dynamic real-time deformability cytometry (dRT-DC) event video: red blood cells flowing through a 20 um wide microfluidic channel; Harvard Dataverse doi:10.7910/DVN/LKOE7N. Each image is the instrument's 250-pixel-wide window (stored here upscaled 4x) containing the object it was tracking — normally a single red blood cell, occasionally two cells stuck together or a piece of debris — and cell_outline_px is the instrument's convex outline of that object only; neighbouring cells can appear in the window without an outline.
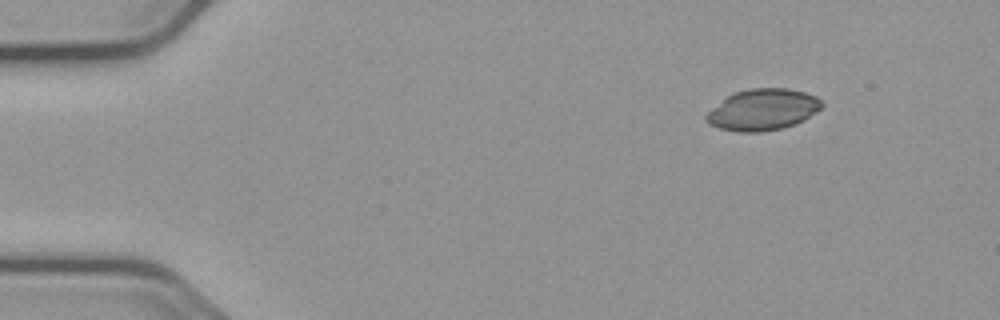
{"species": "common noctule bat (a hibernating species)", "species_latin": "Nyctalus noctula", "temperature_condition": "cold", "stored_images_in_passage": 50, "camera_frame_rate_fps": 3000, "um_per_image_px": 0.085, "animal": {"sex": "male", "body_mass_g": 23.1, "forearm_length_mm": 52.7}, "frame": {"image": 1, "passage_image": 1, "time_ms": 0.0, "image_size_px": [1000, 320], "cell_outline_px": [[824, 104], [820, 108], [804, 120], [780, 128], [760, 132], [736, 132], [720, 128], [708, 124], [704, 120], [704, 116], [712, 108], [728, 96], [736, 92], [748, 88], [788, 88], [804, 92], [816, 96]], "centroid_in_image_um": [64.81, 9.32], "position_along_channel_um": 20.2, "area_um2": 27.63}}
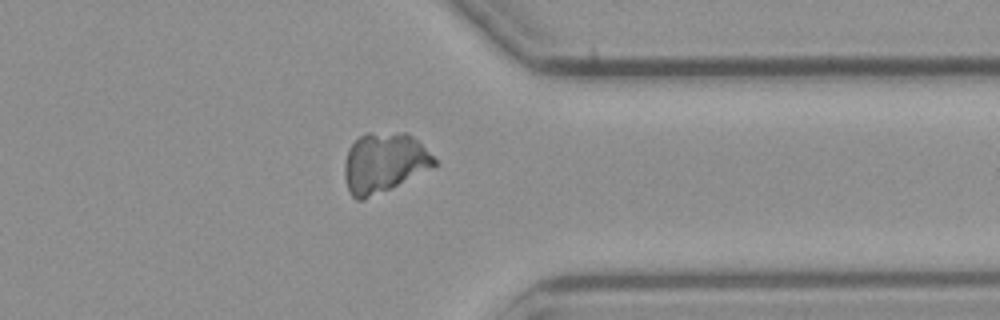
{"frame": {"image": 2, "passage_image": 38, "time_ms": 12.333, "image_size_px": [1000, 320], "cell_outline_px": [[436, 164], [364, 200], [356, 200], [348, 192], [344, 176], [344, 164], [348, 148], [364, 132], [404, 132], [412, 136], [436, 160]], "centroid_in_image_um": [32.55, 13.8], "position_along_channel_um": 378.9, "area_um2": 30.63}}
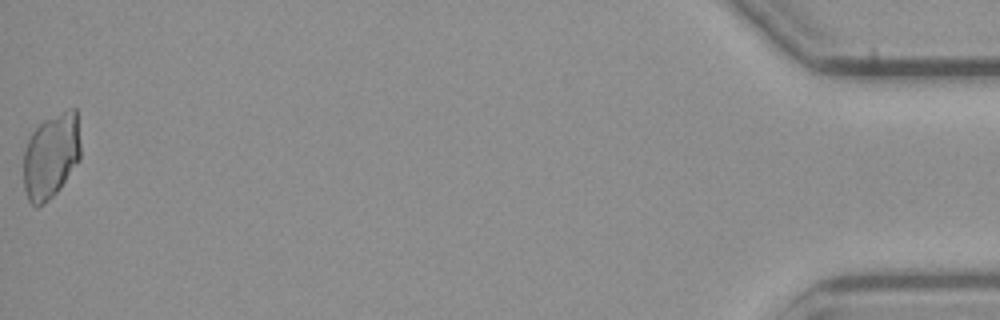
{"frame": {"image": 3, "passage_image": 50, "time_ms": 16.333, "image_size_px": [1000, 320], "cell_outline_px": [[80, 160], [60, 188], [48, 200], [36, 208], [28, 200], [24, 188], [24, 152], [28, 140], [32, 132], [44, 120], [68, 108], [76, 108], [80, 144]], "centroid_in_image_um": [4.35, 13.25], "position_along_channel_um": 430.9, "area_um2": 28.32}}